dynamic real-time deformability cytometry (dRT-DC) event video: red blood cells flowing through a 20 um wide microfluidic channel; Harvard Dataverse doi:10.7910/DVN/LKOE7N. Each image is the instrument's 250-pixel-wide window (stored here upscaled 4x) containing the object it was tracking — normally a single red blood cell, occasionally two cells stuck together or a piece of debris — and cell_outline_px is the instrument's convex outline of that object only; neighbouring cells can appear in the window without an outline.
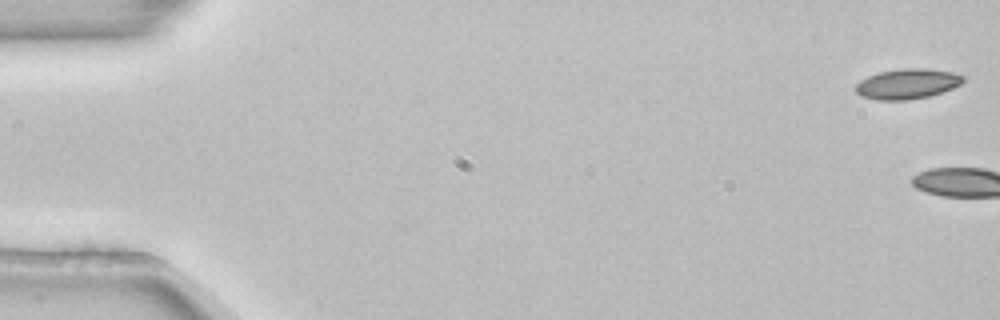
{"species": "common noctule bat (a hibernating species)", "species_latin": "Nyctalus noctula", "temperature_condition": "room temperature", "stored_images_in_passage": 5, "camera_frame_rate_fps": 3000, "um_per_image_px": 0.085, "animal": {"sex": "female", "body_mass_g": 22.7, "forearm_length_mm": 54.2}, "frame": {"image": 1, "passage_image": 1, "time_ms": 0.0, "image_size_px": [1000, 320], "cell_outline_px": [[964, 80], [960, 84], [952, 88], [928, 96], [908, 100], [876, 100], [860, 96], [856, 92], [856, 84], [860, 80], [868, 76], [880, 72], [900, 68], [924, 68], [952, 72], [964, 76]], "centroid_in_image_um": [77.09, 7.12], "position_along_channel_um": 7.9, "area_um2": 18.84}}